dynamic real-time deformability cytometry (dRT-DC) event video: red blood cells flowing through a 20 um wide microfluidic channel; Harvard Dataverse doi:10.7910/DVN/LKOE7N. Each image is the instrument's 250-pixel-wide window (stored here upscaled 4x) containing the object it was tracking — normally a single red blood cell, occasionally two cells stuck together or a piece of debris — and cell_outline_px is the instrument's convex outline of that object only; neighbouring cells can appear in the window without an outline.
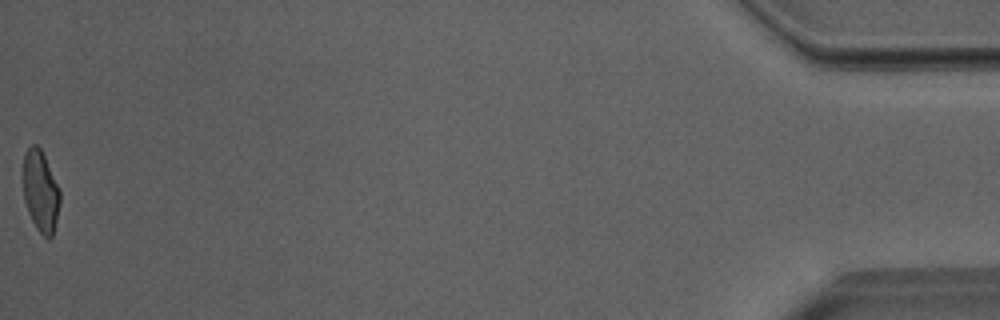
{"species": "Egyptian fruit bat (a non-hibernating species)", "species_latin": "Rousettus aegyptiacus", "temperature_condition": "room temperature", "stored_images_in_passage": 51, "camera_frame_rate_fps": 3000, "um_per_image_px": 0.085, "animal": {"sex": "male"}, "frame": {"image": 1, "passage_image": 51, "time_ms": 16.667, "image_size_px": [1000, 320], "cell_outline_px": [[60, 204], [52, 236], [48, 240], [36, 228], [28, 212], [24, 200], [24, 152], [32, 144], [36, 144], [40, 148], [44, 156], [60, 192]], "centroid_in_image_um": [3.44, 16.27], "position_along_channel_um": 431.8, "area_um2": 17.11}, "authors_computed_cell_mechanics": {"area_um2": 18.496, "velocity_mm_per_s": 4.0168, "shape_relaxation_time_tau1_ms": 4.2253, "shape_relaxation_time_tau2_ms": 1.477, "deformation_change_tau1": 0.1606, "deformation_change_tau2": 0.0942}}